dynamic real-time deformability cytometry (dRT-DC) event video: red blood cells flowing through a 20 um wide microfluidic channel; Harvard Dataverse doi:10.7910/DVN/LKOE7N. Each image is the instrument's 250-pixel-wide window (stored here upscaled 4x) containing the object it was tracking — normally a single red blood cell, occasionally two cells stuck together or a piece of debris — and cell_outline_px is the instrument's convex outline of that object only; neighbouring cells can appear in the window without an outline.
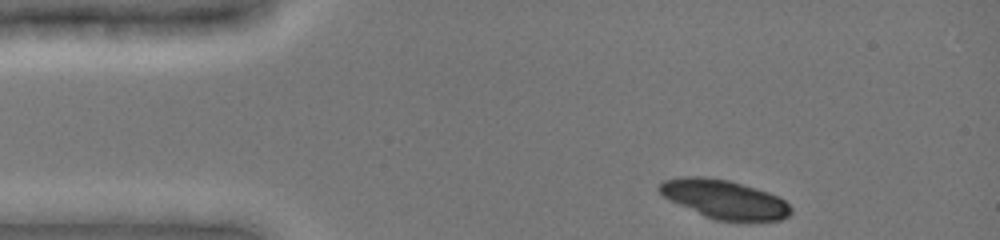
{"species": "common noctule bat (a hibernating species)", "species_latin": "Nyctalus noctula", "temperature_condition": "cold", "stored_images_in_passage": 24, "camera_frame_rate_fps": 3000, "um_per_image_px": 0.085, "animal": {"sex": "female", "body_mass_g": 19.0, "forearm_length_mm": 51.5}, "frame": {"image": 1, "passage_image": 1, "time_ms": 0.0, "image_size_px": [1000, 240], "cell_outline_px": [[792, 212], [788, 216], [780, 220], [716, 220], [704, 216], [668, 200], [656, 188], [664, 180], [684, 176], [704, 176], [728, 180], [756, 188], [768, 192], [784, 200], [792, 208]], "centroid_in_image_um": [61.53, 16.92], "position_along_channel_um": 23.5, "area_um2": 29.54}}